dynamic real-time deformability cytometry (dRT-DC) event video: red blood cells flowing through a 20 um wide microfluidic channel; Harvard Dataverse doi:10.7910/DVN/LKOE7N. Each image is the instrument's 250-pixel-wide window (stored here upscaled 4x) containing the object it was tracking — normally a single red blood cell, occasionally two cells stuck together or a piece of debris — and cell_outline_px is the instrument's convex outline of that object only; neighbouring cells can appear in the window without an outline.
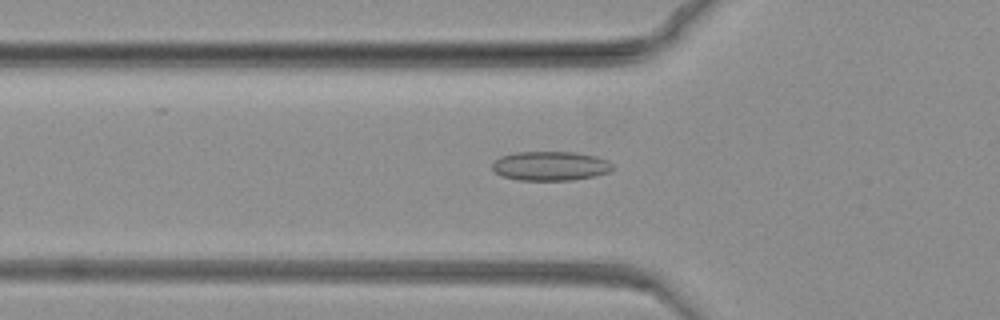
{"species": "common noctule bat (a hibernating species)", "species_latin": "Nyctalus noctula", "temperature_condition": "warm", "stored_images_in_passage": 83, "camera_frame_rate_fps": 3000, "um_per_image_px": 0.085, "animal": {"sex": "female", "body_mass_g": 19.3, "forearm_length_mm": 54.1}, "frame": {"image": 1, "passage_image": 29, "time_ms": 9.333, "image_size_px": [1000, 320], "cell_outline_px": [[612, 168], [608, 172], [592, 176], [572, 180], [520, 180], [504, 176], [496, 172], [492, 168], [492, 164], [500, 156], [516, 152], [572, 152], [596, 156], [608, 160], [612, 164]], "centroid_in_image_um": [46.78, 14.1], "position_along_channel_um": 79.0, "area_um2": 20.29}}
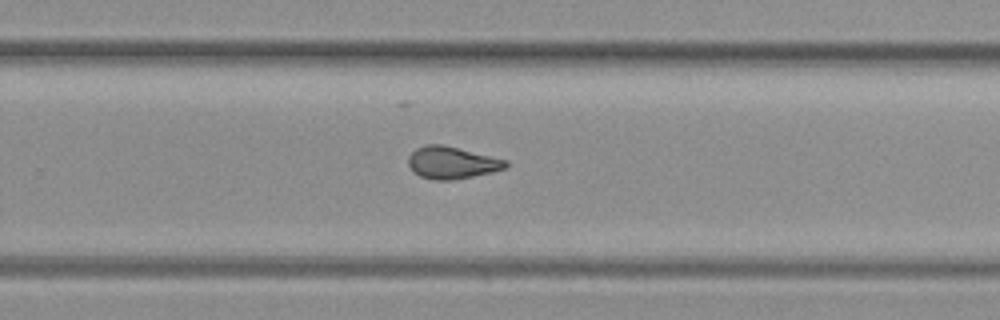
{"frame": {"image": 2, "passage_image": 54, "time_ms": 17.667, "image_size_px": [1000, 320], "cell_outline_px": [[508, 168], [492, 172], [452, 180], [436, 180], [420, 176], [412, 172], [408, 164], [408, 156], [416, 148], [428, 144], [444, 144], [508, 160]], "centroid_in_image_um": [38.41, 13.82], "position_along_channel_um": 291.4, "area_um2": 18.44}}
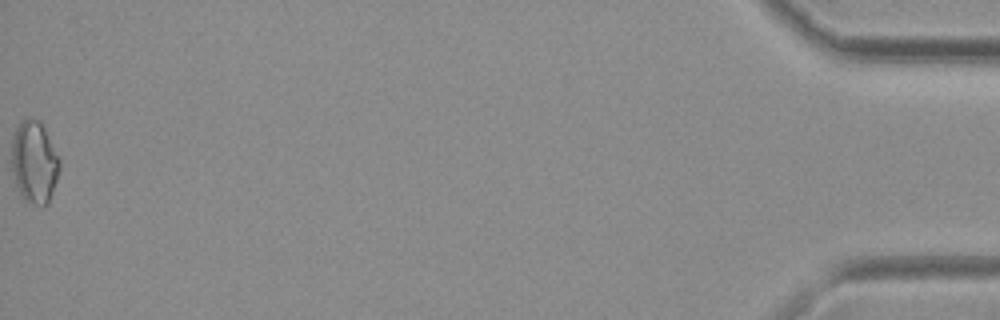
{"frame": {"image": 3, "passage_image": 83, "time_ms": 27.333, "image_size_px": [1000, 320], "cell_outline_px": [[60, 168], [48, 204], [36, 204], [24, 200], [16, 184], [12, 168], [12, 140], [16, 128], [20, 120], [28, 116], [40, 120], [60, 160]], "centroid_in_image_um": [2.91, 13.73], "position_along_channel_um": 432.3, "area_um2": 22.77}}